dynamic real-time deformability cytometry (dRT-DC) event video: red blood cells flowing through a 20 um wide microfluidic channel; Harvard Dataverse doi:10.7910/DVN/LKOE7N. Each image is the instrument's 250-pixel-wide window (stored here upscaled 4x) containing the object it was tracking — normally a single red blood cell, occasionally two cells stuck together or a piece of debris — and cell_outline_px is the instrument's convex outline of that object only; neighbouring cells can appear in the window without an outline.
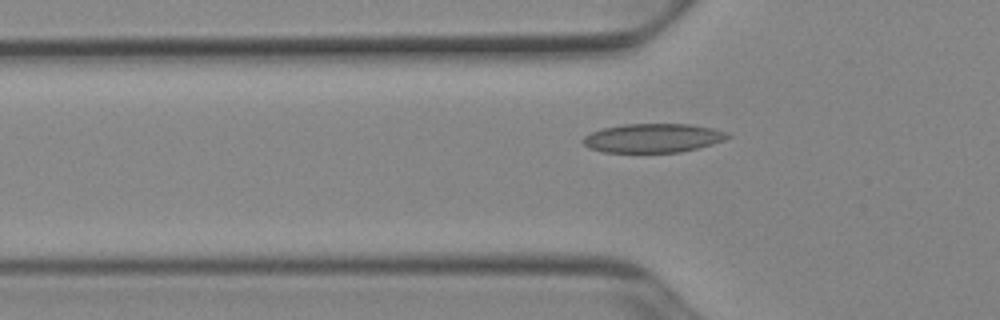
{"species": "Egyptian fruit bat (a non-hibernating species)", "species_latin": "Rousettus aegyptiacus", "temperature_condition": "cold", "stored_images_in_passage": 30, "camera_frame_rate_fps": 3000, "um_per_image_px": 0.085, "animal": {"sex": "female"}, "frame": {"image": 1, "passage_image": 2, "time_ms": 0.333, "image_size_px": [1000, 320], "cell_outline_px": [[732, 136], [724, 140], [712, 144], [680, 152], [604, 152], [588, 148], [580, 140], [584, 136], [592, 132], [604, 128], [624, 124], [688, 124], [712, 128], [728, 132]], "centroid_in_image_um": [55.49, 11.73], "position_along_channel_um": 70.3, "area_um2": 24.33}}
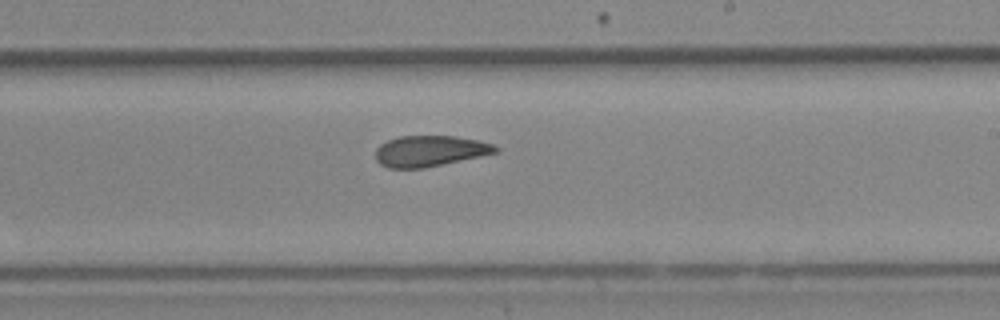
{"frame": {"image": 2, "passage_image": 16, "time_ms": 5.0, "image_size_px": [1000, 320], "cell_outline_px": [[500, 152], [424, 168], [388, 168], [380, 164], [376, 160], [376, 148], [380, 144], [388, 140], [400, 136], [456, 136], [476, 140], [492, 144], [500, 148]], "centroid_in_image_um": [36.54, 12.84], "position_along_channel_um": 252.5, "area_um2": 21.62}}
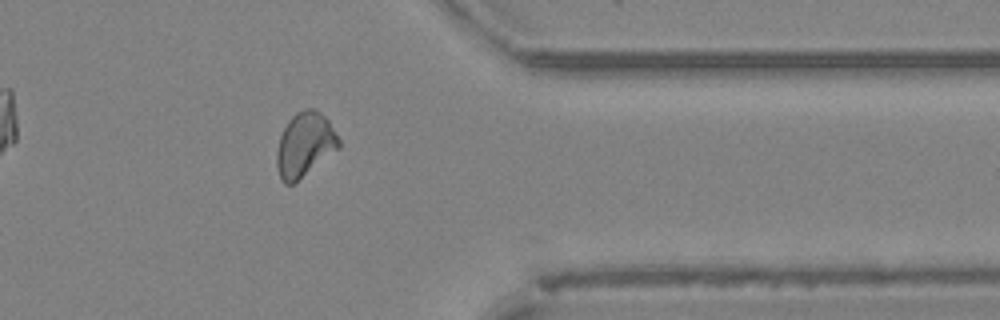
{"frame": {"image": 3, "passage_image": 27, "time_ms": 8.667, "image_size_px": [1000, 320], "cell_outline_px": [[340, 148], [292, 184], [284, 184], [280, 180], [276, 164], [276, 152], [280, 136], [288, 120], [296, 112], [308, 108], [312, 108], [320, 112], [328, 120], [340, 140]], "centroid_in_image_um": [25.89, 12.3], "position_along_channel_um": 385.5, "area_um2": 23.18}}